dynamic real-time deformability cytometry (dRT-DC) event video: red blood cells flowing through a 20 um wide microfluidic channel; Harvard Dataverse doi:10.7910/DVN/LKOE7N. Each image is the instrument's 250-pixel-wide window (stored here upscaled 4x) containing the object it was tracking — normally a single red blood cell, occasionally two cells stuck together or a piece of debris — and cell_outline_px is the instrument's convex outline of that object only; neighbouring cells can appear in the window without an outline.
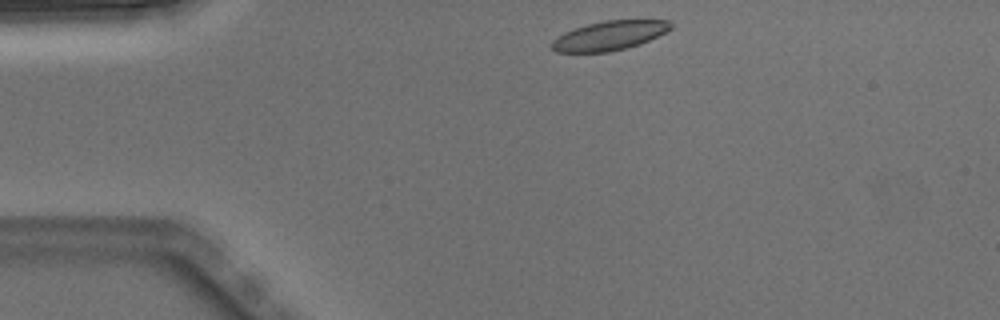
{"species": "Egyptian fruit bat (a non-hibernating species)", "species_latin": "Rousettus aegyptiacus", "temperature_condition": "warm", "stored_images_in_passage": 2, "camera_frame_rate_fps": 3000, "um_per_image_px": 0.085, "animal": {"sex": "male"}, "frame": {"image": 1, "passage_image": 1, "time_ms": 0.0, "image_size_px": [1000, 320], "cell_outline_px": [[672, 28], [640, 44], [608, 52], [556, 52], [552, 48], [552, 40], [564, 32], [588, 24], [604, 20], [668, 20], [672, 24]], "centroid_in_image_um": [51.78, 3.02], "position_along_channel_um": 33.2, "area_um2": 20.0}}